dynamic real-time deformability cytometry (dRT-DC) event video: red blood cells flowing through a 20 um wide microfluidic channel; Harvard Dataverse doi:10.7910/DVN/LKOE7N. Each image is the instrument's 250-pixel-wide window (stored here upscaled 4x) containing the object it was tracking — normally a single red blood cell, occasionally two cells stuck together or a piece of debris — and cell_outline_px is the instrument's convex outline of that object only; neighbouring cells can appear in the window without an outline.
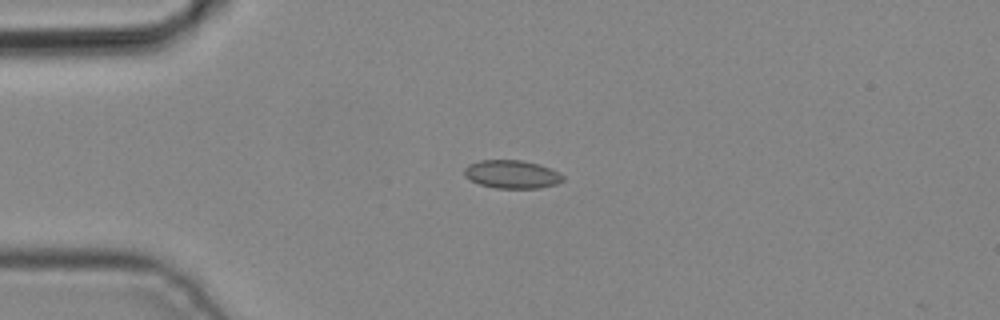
{"species": "common noctule bat (a hibernating species)", "species_latin": "Nyctalus noctula", "temperature_condition": "cold", "stored_images_in_passage": 3, "camera_frame_rate_fps": 3000, "um_per_image_px": 0.085, "animal": {"sex": "male", "body_mass_g": 19.2, "forearm_length_mm": 51.8}, "frame": {"image": 1, "passage_image": 3, "time_ms": 0.667, "image_size_px": [1000, 320], "cell_outline_px": [[564, 180], [556, 184], [540, 188], [496, 188], [480, 184], [464, 176], [464, 168], [468, 164], [480, 160], [520, 160], [540, 164], [560, 172], [564, 176]], "centroid_in_image_um": [43.53, 14.81], "position_along_channel_um": 41.5, "area_um2": 16.3}}